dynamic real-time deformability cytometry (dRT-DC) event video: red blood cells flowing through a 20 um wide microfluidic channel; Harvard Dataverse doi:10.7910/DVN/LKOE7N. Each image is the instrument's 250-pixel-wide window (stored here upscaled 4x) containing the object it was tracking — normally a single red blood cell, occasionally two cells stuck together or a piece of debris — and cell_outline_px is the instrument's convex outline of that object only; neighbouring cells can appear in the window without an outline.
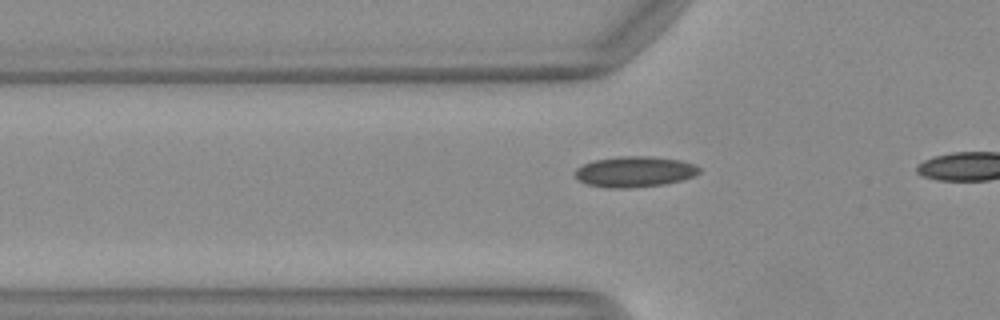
{"species": "Egyptian fruit bat (a non-hibernating species)", "species_latin": "Rousettus aegyptiacus", "temperature_condition": "warm", "stored_images_in_passage": 6, "camera_frame_rate_fps": 3000, "um_per_image_px": 0.085, "animal": {"sex": "female"}, "frame": {"image": 1, "passage_image": 3, "time_ms": 0.667, "image_size_px": [1000, 320], "cell_outline_px": [[700, 172], [692, 176], [680, 180], [664, 184], [628, 188], [608, 188], [588, 184], [580, 180], [572, 172], [576, 168], [592, 160], [620, 156], [652, 156], [680, 160], [692, 164], [700, 168]], "centroid_in_image_um": [53.9, 14.58], "position_along_channel_um": 71.9, "area_um2": 22.14}}